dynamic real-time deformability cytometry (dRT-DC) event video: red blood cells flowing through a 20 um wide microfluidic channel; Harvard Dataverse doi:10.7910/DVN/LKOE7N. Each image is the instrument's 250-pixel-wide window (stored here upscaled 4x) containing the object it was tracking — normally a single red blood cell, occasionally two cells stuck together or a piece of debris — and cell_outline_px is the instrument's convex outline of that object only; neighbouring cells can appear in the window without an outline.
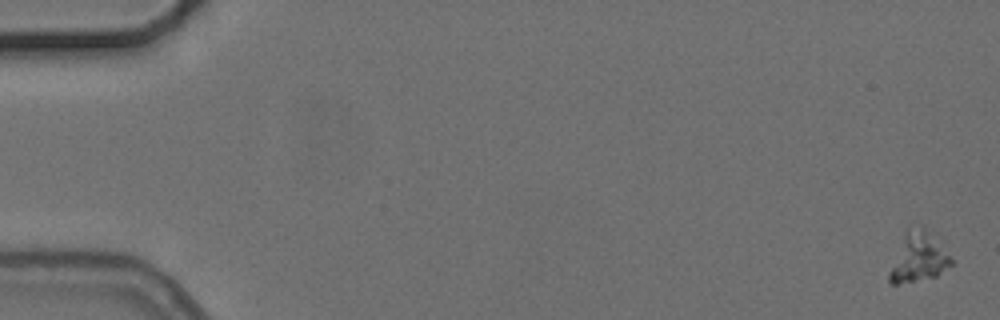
{"species": "common noctule bat (a hibernating species)", "species_latin": "Nyctalus noctula", "temperature_condition": "cold", "stored_images_in_passage": 3, "camera_frame_rate_fps": 3000, "um_per_image_px": 0.085, "animal": {"sex": "female", "body_mass_g": 24.6, "forearm_length_mm": 56.2}, "frame": {"image": 1, "passage_image": 1, "time_ms": 0.0, "image_size_px": [1000, 320], "cell_outline_px": [[956, 260], [952, 264], [936, 276], [896, 284], [892, 284], [888, 280], [888, 272], [904, 236], [908, 228], [924, 228]], "centroid_in_image_um": [78.09, 21.91], "position_along_channel_um": 6.9, "area_um2": 17.22}}